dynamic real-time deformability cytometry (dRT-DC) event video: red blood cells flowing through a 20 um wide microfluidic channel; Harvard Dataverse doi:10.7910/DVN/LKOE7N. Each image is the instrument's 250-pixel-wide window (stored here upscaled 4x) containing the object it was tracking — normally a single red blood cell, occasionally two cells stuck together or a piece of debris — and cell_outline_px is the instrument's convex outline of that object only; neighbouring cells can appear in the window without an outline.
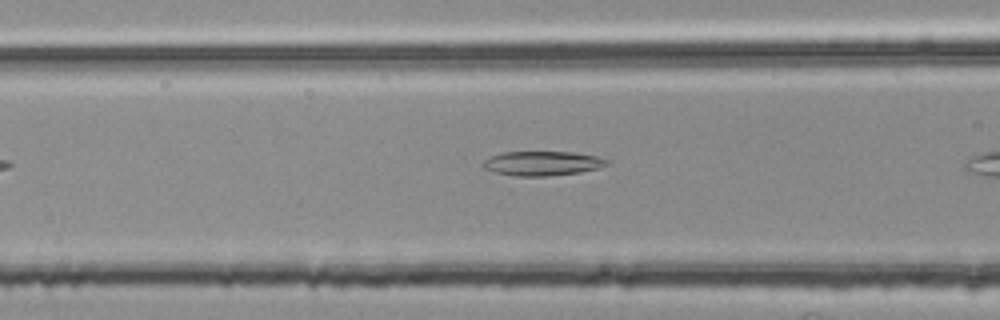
{"species": "common noctule bat (a hibernating species)", "species_latin": "Nyctalus noctula", "temperature_condition": "room temperature", "stored_images_in_passage": 6, "camera_frame_rate_fps": 3000, "um_per_image_px": 0.085, "animal": {"sex": "female", "body_mass_g": 25.1}, "frame": {"image": 1, "passage_image": 5, "time_ms": 1.333, "image_size_px": [1000, 320], "cell_outline_px": [[608, 164], [596, 168], [580, 172], [544, 176], [516, 176], [496, 172], [484, 168], [480, 164], [484, 160], [492, 156], [504, 152], [572, 152], [596, 156], [608, 160]], "centroid_in_image_um": [46.06, 13.88], "position_along_channel_um": 120.5, "area_um2": 17.34}}